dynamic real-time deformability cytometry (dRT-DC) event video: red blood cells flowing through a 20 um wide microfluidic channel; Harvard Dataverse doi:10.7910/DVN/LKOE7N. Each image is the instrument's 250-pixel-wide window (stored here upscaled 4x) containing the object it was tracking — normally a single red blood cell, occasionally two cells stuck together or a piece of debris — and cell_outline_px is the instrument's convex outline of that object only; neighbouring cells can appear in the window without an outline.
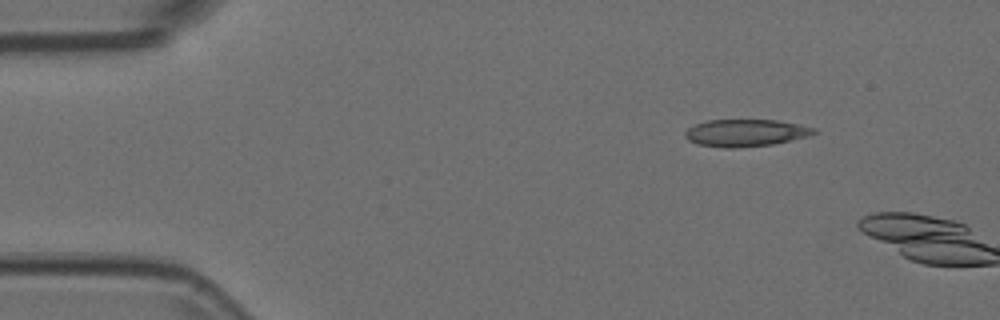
{"species": "Egyptian fruit bat (a non-hibernating species)", "species_latin": "Rousettus aegyptiacus", "temperature_condition": "room temperature", "stored_images_in_passage": 3, "camera_frame_rate_fps": 3000, "um_per_image_px": 0.085, "animal": {"sex": "female"}, "frame": {"image": 1, "passage_image": 1, "time_ms": 0.0, "image_size_px": [1000, 320], "cell_outline_px": [[820, 132], [808, 136], [792, 140], [772, 144], [736, 148], [724, 148], [696, 144], [688, 140], [684, 136], [684, 132], [688, 128], [696, 124], [708, 120], [776, 120], [800, 124], [816, 128]], "centroid_in_image_um": [63.39, 11.29], "position_along_channel_um": 21.6, "area_um2": 20.58}}